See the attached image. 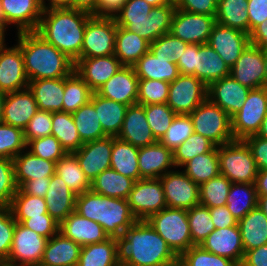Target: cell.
<instances>
[{"mask_svg":"<svg viewBox=\"0 0 267 266\" xmlns=\"http://www.w3.org/2000/svg\"><path fill=\"white\" fill-rule=\"evenodd\" d=\"M175 2L152 7L148 16L141 21H115L117 26L133 31L149 43L154 42L163 34L170 33L175 13Z\"/></svg>","mask_w":267,"mask_h":266,"instance_id":"cell-16","label":"cell"},{"mask_svg":"<svg viewBox=\"0 0 267 266\" xmlns=\"http://www.w3.org/2000/svg\"><path fill=\"white\" fill-rule=\"evenodd\" d=\"M216 145L206 137L193 133L173 151V160L176 168L181 167L188 160L212 151Z\"/></svg>","mask_w":267,"mask_h":266,"instance_id":"cell-50","label":"cell"},{"mask_svg":"<svg viewBox=\"0 0 267 266\" xmlns=\"http://www.w3.org/2000/svg\"><path fill=\"white\" fill-rule=\"evenodd\" d=\"M178 261L181 266H238L229 258L206 251L200 245L192 246L183 252Z\"/></svg>","mask_w":267,"mask_h":266,"instance_id":"cell-53","label":"cell"},{"mask_svg":"<svg viewBox=\"0 0 267 266\" xmlns=\"http://www.w3.org/2000/svg\"><path fill=\"white\" fill-rule=\"evenodd\" d=\"M76 196L65 182L54 174L44 197L48 214L60 224L75 211Z\"/></svg>","mask_w":267,"mask_h":266,"instance_id":"cell-29","label":"cell"},{"mask_svg":"<svg viewBox=\"0 0 267 266\" xmlns=\"http://www.w3.org/2000/svg\"><path fill=\"white\" fill-rule=\"evenodd\" d=\"M126 0H98L97 16L114 17Z\"/></svg>","mask_w":267,"mask_h":266,"instance_id":"cell-71","label":"cell"},{"mask_svg":"<svg viewBox=\"0 0 267 266\" xmlns=\"http://www.w3.org/2000/svg\"><path fill=\"white\" fill-rule=\"evenodd\" d=\"M208 87L195 76L180 74L170 82L166 104L176 114H190L207 99Z\"/></svg>","mask_w":267,"mask_h":266,"instance_id":"cell-10","label":"cell"},{"mask_svg":"<svg viewBox=\"0 0 267 266\" xmlns=\"http://www.w3.org/2000/svg\"><path fill=\"white\" fill-rule=\"evenodd\" d=\"M17 37L29 81L64 78L75 71V62L36 31L20 32Z\"/></svg>","mask_w":267,"mask_h":266,"instance_id":"cell-3","label":"cell"},{"mask_svg":"<svg viewBox=\"0 0 267 266\" xmlns=\"http://www.w3.org/2000/svg\"><path fill=\"white\" fill-rule=\"evenodd\" d=\"M153 7H158L166 4H171L174 0H145Z\"/></svg>","mask_w":267,"mask_h":266,"instance_id":"cell-78","label":"cell"},{"mask_svg":"<svg viewBox=\"0 0 267 266\" xmlns=\"http://www.w3.org/2000/svg\"><path fill=\"white\" fill-rule=\"evenodd\" d=\"M226 206L238 221L258 206V194L255 184L232 183L229 189Z\"/></svg>","mask_w":267,"mask_h":266,"instance_id":"cell-42","label":"cell"},{"mask_svg":"<svg viewBox=\"0 0 267 266\" xmlns=\"http://www.w3.org/2000/svg\"><path fill=\"white\" fill-rule=\"evenodd\" d=\"M187 45L188 43L183 42L180 38L167 33L150 43L149 51L156 57H170L174 63H177Z\"/></svg>","mask_w":267,"mask_h":266,"instance_id":"cell-58","label":"cell"},{"mask_svg":"<svg viewBox=\"0 0 267 266\" xmlns=\"http://www.w3.org/2000/svg\"><path fill=\"white\" fill-rule=\"evenodd\" d=\"M26 148L23 130L1 122L0 158L13 159Z\"/></svg>","mask_w":267,"mask_h":266,"instance_id":"cell-54","label":"cell"},{"mask_svg":"<svg viewBox=\"0 0 267 266\" xmlns=\"http://www.w3.org/2000/svg\"><path fill=\"white\" fill-rule=\"evenodd\" d=\"M92 94L93 91L76 71L64 77L63 112L77 111L90 101Z\"/></svg>","mask_w":267,"mask_h":266,"instance_id":"cell-47","label":"cell"},{"mask_svg":"<svg viewBox=\"0 0 267 266\" xmlns=\"http://www.w3.org/2000/svg\"><path fill=\"white\" fill-rule=\"evenodd\" d=\"M116 31L114 17L92 15L86 24L81 58L114 55Z\"/></svg>","mask_w":267,"mask_h":266,"instance_id":"cell-8","label":"cell"},{"mask_svg":"<svg viewBox=\"0 0 267 266\" xmlns=\"http://www.w3.org/2000/svg\"><path fill=\"white\" fill-rule=\"evenodd\" d=\"M10 208L18 223L30 217L48 214L44 198L25 194L19 188L13 196Z\"/></svg>","mask_w":267,"mask_h":266,"instance_id":"cell-48","label":"cell"},{"mask_svg":"<svg viewBox=\"0 0 267 266\" xmlns=\"http://www.w3.org/2000/svg\"><path fill=\"white\" fill-rule=\"evenodd\" d=\"M243 141L249 147L258 170H267V139L255 134L244 138Z\"/></svg>","mask_w":267,"mask_h":266,"instance_id":"cell-65","label":"cell"},{"mask_svg":"<svg viewBox=\"0 0 267 266\" xmlns=\"http://www.w3.org/2000/svg\"><path fill=\"white\" fill-rule=\"evenodd\" d=\"M199 50V44H188L184 52L181 53L176 63L180 74L192 75L195 72V53Z\"/></svg>","mask_w":267,"mask_h":266,"instance_id":"cell-67","label":"cell"},{"mask_svg":"<svg viewBox=\"0 0 267 266\" xmlns=\"http://www.w3.org/2000/svg\"><path fill=\"white\" fill-rule=\"evenodd\" d=\"M193 133V124L189 114H177L159 142L174 151Z\"/></svg>","mask_w":267,"mask_h":266,"instance_id":"cell-55","label":"cell"},{"mask_svg":"<svg viewBox=\"0 0 267 266\" xmlns=\"http://www.w3.org/2000/svg\"><path fill=\"white\" fill-rule=\"evenodd\" d=\"M117 137L137 148L153 145L158 142L148 125L145 108L140 104L128 106L122 129Z\"/></svg>","mask_w":267,"mask_h":266,"instance_id":"cell-26","label":"cell"},{"mask_svg":"<svg viewBox=\"0 0 267 266\" xmlns=\"http://www.w3.org/2000/svg\"><path fill=\"white\" fill-rule=\"evenodd\" d=\"M200 246L213 254L229 258L238 266H241L245 255L238 225L215 229Z\"/></svg>","mask_w":267,"mask_h":266,"instance_id":"cell-23","label":"cell"},{"mask_svg":"<svg viewBox=\"0 0 267 266\" xmlns=\"http://www.w3.org/2000/svg\"><path fill=\"white\" fill-rule=\"evenodd\" d=\"M138 161L140 179L160 178L167 172L173 171L172 167L174 169L176 167L173 151L159 141L153 145L139 148Z\"/></svg>","mask_w":267,"mask_h":266,"instance_id":"cell-28","label":"cell"},{"mask_svg":"<svg viewBox=\"0 0 267 266\" xmlns=\"http://www.w3.org/2000/svg\"><path fill=\"white\" fill-rule=\"evenodd\" d=\"M181 167L183 172L199 186L220 174L219 155L217 146L210 152L197 155Z\"/></svg>","mask_w":267,"mask_h":266,"instance_id":"cell-40","label":"cell"},{"mask_svg":"<svg viewBox=\"0 0 267 266\" xmlns=\"http://www.w3.org/2000/svg\"><path fill=\"white\" fill-rule=\"evenodd\" d=\"M75 211L100 224L113 238L122 235L137 221L126 199L99 195L91 190L76 196Z\"/></svg>","mask_w":267,"mask_h":266,"instance_id":"cell-4","label":"cell"},{"mask_svg":"<svg viewBox=\"0 0 267 266\" xmlns=\"http://www.w3.org/2000/svg\"><path fill=\"white\" fill-rule=\"evenodd\" d=\"M211 220L215 229L227 228L238 225V220L232 216L227 206L209 208Z\"/></svg>","mask_w":267,"mask_h":266,"instance_id":"cell-68","label":"cell"},{"mask_svg":"<svg viewBox=\"0 0 267 266\" xmlns=\"http://www.w3.org/2000/svg\"><path fill=\"white\" fill-rule=\"evenodd\" d=\"M169 86V82L161 80L139 79L137 104L166 103L168 100Z\"/></svg>","mask_w":267,"mask_h":266,"instance_id":"cell-56","label":"cell"},{"mask_svg":"<svg viewBox=\"0 0 267 266\" xmlns=\"http://www.w3.org/2000/svg\"><path fill=\"white\" fill-rule=\"evenodd\" d=\"M248 0H218L216 22L249 34Z\"/></svg>","mask_w":267,"mask_h":266,"instance_id":"cell-41","label":"cell"},{"mask_svg":"<svg viewBox=\"0 0 267 266\" xmlns=\"http://www.w3.org/2000/svg\"><path fill=\"white\" fill-rule=\"evenodd\" d=\"M147 221L179 257L192 243L187 209L166 207L152 214Z\"/></svg>","mask_w":267,"mask_h":266,"instance_id":"cell-5","label":"cell"},{"mask_svg":"<svg viewBox=\"0 0 267 266\" xmlns=\"http://www.w3.org/2000/svg\"><path fill=\"white\" fill-rule=\"evenodd\" d=\"M90 101L93 103L103 131L107 137H117L120 133L127 105L101 97L93 92Z\"/></svg>","mask_w":267,"mask_h":266,"instance_id":"cell-35","label":"cell"},{"mask_svg":"<svg viewBox=\"0 0 267 266\" xmlns=\"http://www.w3.org/2000/svg\"><path fill=\"white\" fill-rule=\"evenodd\" d=\"M83 143L106 138L95 107L91 101L71 113Z\"/></svg>","mask_w":267,"mask_h":266,"instance_id":"cell-46","label":"cell"},{"mask_svg":"<svg viewBox=\"0 0 267 266\" xmlns=\"http://www.w3.org/2000/svg\"><path fill=\"white\" fill-rule=\"evenodd\" d=\"M123 65L115 55L80 58L75 63V71L96 92Z\"/></svg>","mask_w":267,"mask_h":266,"instance_id":"cell-24","label":"cell"},{"mask_svg":"<svg viewBox=\"0 0 267 266\" xmlns=\"http://www.w3.org/2000/svg\"><path fill=\"white\" fill-rule=\"evenodd\" d=\"M264 69H265V86L267 87V49H263Z\"/></svg>","mask_w":267,"mask_h":266,"instance_id":"cell-79","label":"cell"},{"mask_svg":"<svg viewBox=\"0 0 267 266\" xmlns=\"http://www.w3.org/2000/svg\"><path fill=\"white\" fill-rule=\"evenodd\" d=\"M40 0H0V21L4 28L16 25L17 33L36 31L42 17Z\"/></svg>","mask_w":267,"mask_h":266,"instance_id":"cell-14","label":"cell"},{"mask_svg":"<svg viewBox=\"0 0 267 266\" xmlns=\"http://www.w3.org/2000/svg\"><path fill=\"white\" fill-rule=\"evenodd\" d=\"M167 207L191 209L200 204V187L183 171H170L160 177Z\"/></svg>","mask_w":267,"mask_h":266,"instance_id":"cell-13","label":"cell"},{"mask_svg":"<svg viewBox=\"0 0 267 266\" xmlns=\"http://www.w3.org/2000/svg\"><path fill=\"white\" fill-rule=\"evenodd\" d=\"M113 140L114 137H106L86 142L73 152L90 182L111 167Z\"/></svg>","mask_w":267,"mask_h":266,"instance_id":"cell-19","label":"cell"},{"mask_svg":"<svg viewBox=\"0 0 267 266\" xmlns=\"http://www.w3.org/2000/svg\"><path fill=\"white\" fill-rule=\"evenodd\" d=\"M138 151L139 148L134 145L114 137L110 168L135 181L139 180Z\"/></svg>","mask_w":267,"mask_h":266,"instance_id":"cell-39","label":"cell"},{"mask_svg":"<svg viewBox=\"0 0 267 266\" xmlns=\"http://www.w3.org/2000/svg\"><path fill=\"white\" fill-rule=\"evenodd\" d=\"M133 68L139 79H156L170 83L180 75L177 64L170 57H156L150 51Z\"/></svg>","mask_w":267,"mask_h":266,"instance_id":"cell-33","label":"cell"},{"mask_svg":"<svg viewBox=\"0 0 267 266\" xmlns=\"http://www.w3.org/2000/svg\"><path fill=\"white\" fill-rule=\"evenodd\" d=\"M267 114V87L251 89L241 109L231 117L235 140L255 135Z\"/></svg>","mask_w":267,"mask_h":266,"instance_id":"cell-9","label":"cell"},{"mask_svg":"<svg viewBox=\"0 0 267 266\" xmlns=\"http://www.w3.org/2000/svg\"><path fill=\"white\" fill-rule=\"evenodd\" d=\"M21 224L48 239L59 232V223L49 214H41L40 216L30 217L23 220Z\"/></svg>","mask_w":267,"mask_h":266,"instance_id":"cell-63","label":"cell"},{"mask_svg":"<svg viewBox=\"0 0 267 266\" xmlns=\"http://www.w3.org/2000/svg\"><path fill=\"white\" fill-rule=\"evenodd\" d=\"M115 238L83 246L77 266H118Z\"/></svg>","mask_w":267,"mask_h":266,"instance_id":"cell-44","label":"cell"},{"mask_svg":"<svg viewBox=\"0 0 267 266\" xmlns=\"http://www.w3.org/2000/svg\"><path fill=\"white\" fill-rule=\"evenodd\" d=\"M149 127L157 141L165 135L177 115L166 103L143 105Z\"/></svg>","mask_w":267,"mask_h":266,"instance_id":"cell-52","label":"cell"},{"mask_svg":"<svg viewBox=\"0 0 267 266\" xmlns=\"http://www.w3.org/2000/svg\"><path fill=\"white\" fill-rule=\"evenodd\" d=\"M82 246L60 232L48 239L39 266H77Z\"/></svg>","mask_w":267,"mask_h":266,"instance_id":"cell-30","label":"cell"},{"mask_svg":"<svg viewBox=\"0 0 267 266\" xmlns=\"http://www.w3.org/2000/svg\"><path fill=\"white\" fill-rule=\"evenodd\" d=\"M16 223L9 206L0 208V260H8Z\"/></svg>","mask_w":267,"mask_h":266,"instance_id":"cell-60","label":"cell"},{"mask_svg":"<svg viewBox=\"0 0 267 266\" xmlns=\"http://www.w3.org/2000/svg\"><path fill=\"white\" fill-rule=\"evenodd\" d=\"M230 75L249 89L265 87L263 49L249 44L230 68Z\"/></svg>","mask_w":267,"mask_h":266,"instance_id":"cell-20","label":"cell"},{"mask_svg":"<svg viewBox=\"0 0 267 266\" xmlns=\"http://www.w3.org/2000/svg\"><path fill=\"white\" fill-rule=\"evenodd\" d=\"M6 46H0V92L5 94L27 89L29 83L20 46Z\"/></svg>","mask_w":267,"mask_h":266,"instance_id":"cell-17","label":"cell"},{"mask_svg":"<svg viewBox=\"0 0 267 266\" xmlns=\"http://www.w3.org/2000/svg\"><path fill=\"white\" fill-rule=\"evenodd\" d=\"M215 17L176 9L170 33L188 44H206L216 23Z\"/></svg>","mask_w":267,"mask_h":266,"instance_id":"cell-12","label":"cell"},{"mask_svg":"<svg viewBox=\"0 0 267 266\" xmlns=\"http://www.w3.org/2000/svg\"><path fill=\"white\" fill-rule=\"evenodd\" d=\"M38 110L29 88L7 93L3 104L2 122L24 130Z\"/></svg>","mask_w":267,"mask_h":266,"instance_id":"cell-25","label":"cell"},{"mask_svg":"<svg viewBox=\"0 0 267 266\" xmlns=\"http://www.w3.org/2000/svg\"><path fill=\"white\" fill-rule=\"evenodd\" d=\"M98 0H72V9L97 16Z\"/></svg>","mask_w":267,"mask_h":266,"instance_id":"cell-73","label":"cell"},{"mask_svg":"<svg viewBox=\"0 0 267 266\" xmlns=\"http://www.w3.org/2000/svg\"><path fill=\"white\" fill-rule=\"evenodd\" d=\"M89 13L72 8L43 10L36 32L75 63L81 48Z\"/></svg>","mask_w":267,"mask_h":266,"instance_id":"cell-2","label":"cell"},{"mask_svg":"<svg viewBox=\"0 0 267 266\" xmlns=\"http://www.w3.org/2000/svg\"><path fill=\"white\" fill-rule=\"evenodd\" d=\"M55 174L65 182L75 195L83 194L91 188V182L85 176L73 153H67L56 162Z\"/></svg>","mask_w":267,"mask_h":266,"instance_id":"cell-43","label":"cell"},{"mask_svg":"<svg viewBox=\"0 0 267 266\" xmlns=\"http://www.w3.org/2000/svg\"><path fill=\"white\" fill-rule=\"evenodd\" d=\"M220 174L231 183L255 184L258 168L252 153L243 140L217 146Z\"/></svg>","mask_w":267,"mask_h":266,"instance_id":"cell-6","label":"cell"},{"mask_svg":"<svg viewBox=\"0 0 267 266\" xmlns=\"http://www.w3.org/2000/svg\"><path fill=\"white\" fill-rule=\"evenodd\" d=\"M59 232L82 247L109 238L100 224L80 216L76 211L59 224Z\"/></svg>","mask_w":267,"mask_h":266,"instance_id":"cell-27","label":"cell"},{"mask_svg":"<svg viewBox=\"0 0 267 266\" xmlns=\"http://www.w3.org/2000/svg\"><path fill=\"white\" fill-rule=\"evenodd\" d=\"M255 186L258 196L267 195V170L258 171Z\"/></svg>","mask_w":267,"mask_h":266,"instance_id":"cell-74","label":"cell"},{"mask_svg":"<svg viewBox=\"0 0 267 266\" xmlns=\"http://www.w3.org/2000/svg\"><path fill=\"white\" fill-rule=\"evenodd\" d=\"M249 34L267 19V0H248Z\"/></svg>","mask_w":267,"mask_h":266,"instance_id":"cell-66","label":"cell"},{"mask_svg":"<svg viewBox=\"0 0 267 266\" xmlns=\"http://www.w3.org/2000/svg\"><path fill=\"white\" fill-rule=\"evenodd\" d=\"M176 9L190 13L216 16L218 0H174Z\"/></svg>","mask_w":267,"mask_h":266,"instance_id":"cell-64","label":"cell"},{"mask_svg":"<svg viewBox=\"0 0 267 266\" xmlns=\"http://www.w3.org/2000/svg\"><path fill=\"white\" fill-rule=\"evenodd\" d=\"M134 183V179L109 168L91 182L90 190L99 195L127 200Z\"/></svg>","mask_w":267,"mask_h":266,"instance_id":"cell-38","label":"cell"},{"mask_svg":"<svg viewBox=\"0 0 267 266\" xmlns=\"http://www.w3.org/2000/svg\"><path fill=\"white\" fill-rule=\"evenodd\" d=\"M195 133L209 139L216 146L234 141L231 117L208 98L189 114Z\"/></svg>","mask_w":267,"mask_h":266,"instance_id":"cell-7","label":"cell"},{"mask_svg":"<svg viewBox=\"0 0 267 266\" xmlns=\"http://www.w3.org/2000/svg\"><path fill=\"white\" fill-rule=\"evenodd\" d=\"M51 135L55 136L67 153L77 151L84 144L78 134L72 114L68 112H52Z\"/></svg>","mask_w":267,"mask_h":266,"instance_id":"cell-45","label":"cell"},{"mask_svg":"<svg viewBox=\"0 0 267 266\" xmlns=\"http://www.w3.org/2000/svg\"><path fill=\"white\" fill-rule=\"evenodd\" d=\"M250 90L229 75L208 86L207 98L232 117L244 105Z\"/></svg>","mask_w":267,"mask_h":266,"instance_id":"cell-21","label":"cell"},{"mask_svg":"<svg viewBox=\"0 0 267 266\" xmlns=\"http://www.w3.org/2000/svg\"><path fill=\"white\" fill-rule=\"evenodd\" d=\"M52 131V112L38 110L29 120V124L23 130L26 144L37 138L51 135Z\"/></svg>","mask_w":267,"mask_h":266,"instance_id":"cell-61","label":"cell"},{"mask_svg":"<svg viewBox=\"0 0 267 266\" xmlns=\"http://www.w3.org/2000/svg\"><path fill=\"white\" fill-rule=\"evenodd\" d=\"M138 82L133 66H122L96 93L127 106L137 104Z\"/></svg>","mask_w":267,"mask_h":266,"instance_id":"cell-22","label":"cell"},{"mask_svg":"<svg viewBox=\"0 0 267 266\" xmlns=\"http://www.w3.org/2000/svg\"><path fill=\"white\" fill-rule=\"evenodd\" d=\"M249 38L250 44L267 49V19L250 32Z\"/></svg>","mask_w":267,"mask_h":266,"instance_id":"cell-72","label":"cell"},{"mask_svg":"<svg viewBox=\"0 0 267 266\" xmlns=\"http://www.w3.org/2000/svg\"><path fill=\"white\" fill-rule=\"evenodd\" d=\"M241 266H267V244L248 250Z\"/></svg>","mask_w":267,"mask_h":266,"instance_id":"cell-70","label":"cell"},{"mask_svg":"<svg viewBox=\"0 0 267 266\" xmlns=\"http://www.w3.org/2000/svg\"><path fill=\"white\" fill-rule=\"evenodd\" d=\"M149 44L135 32L117 26L114 55L123 66H133L149 51Z\"/></svg>","mask_w":267,"mask_h":266,"instance_id":"cell-36","label":"cell"},{"mask_svg":"<svg viewBox=\"0 0 267 266\" xmlns=\"http://www.w3.org/2000/svg\"><path fill=\"white\" fill-rule=\"evenodd\" d=\"M258 137L267 139V114L261 123L259 131L256 133Z\"/></svg>","mask_w":267,"mask_h":266,"instance_id":"cell-76","label":"cell"},{"mask_svg":"<svg viewBox=\"0 0 267 266\" xmlns=\"http://www.w3.org/2000/svg\"><path fill=\"white\" fill-rule=\"evenodd\" d=\"M127 201L137 220H147L167 207L160 178L135 181Z\"/></svg>","mask_w":267,"mask_h":266,"instance_id":"cell-11","label":"cell"},{"mask_svg":"<svg viewBox=\"0 0 267 266\" xmlns=\"http://www.w3.org/2000/svg\"><path fill=\"white\" fill-rule=\"evenodd\" d=\"M17 187L33 179H45L55 174L56 162L39 158L30 151H22L13 158Z\"/></svg>","mask_w":267,"mask_h":266,"instance_id":"cell-31","label":"cell"},{"mask_svg":"<svg viewBox=\"0 0 267 266\" xmlns=\"http://www.w3.org/2000/svg\"><path fill=\"white\" fill-rule=\"evenodd\" d=\"M230 75V68L219 54L208 44H199L195 53L194 76L207 87L223 77Z\"/></svg>","mask_w":267,"mask_h":266,"instance_id":"cell-32","label":"cell"},{"mask_svg":"<svg viewBox=\"0 0 267 266\" xmlns=\"http://www.w3.org/2000/svg\"><path fill=\"white\" fill-rule=\"evenodd\" d=\"M26 147L32 154L39 158L53 162H58L67 154L60 142L53 135L33 139L26 144Z\"/></svg>","mask_w":267,"mask_h":266,"instance_id":"cell-57","label":"cell"},{"mask_svg":"<svg viewBox=\"0 0 267 266\" xmlns=\"http://www.w3.org/2000/svg\"><path fill=\"white\" fill-rule=\"evenodd\" d=\"M238 226L245 253L267 244V217L259 206L253 208L240 219Z\"/></svg>","mask_w":267,"mask_h":266,"instance_id":"cell-37","label":"cell"},{"mask_svg":"<svg viewBox=\"0 0 267 266\" xmlns=\"http://www.w3.org/2000/svg\"><path fill=\"white\" fill-rule=\"evenodd\" d=\"M6 30L7 29L4 28V26L2 25L0 21V46L5 43V31Z\"/></svg>","mask_w":267,"mask_h":266,"instance_id":"cell-80","label":"cell"},{"mask_svg":"<svg viewBox=\"0 0 267 266\" xmlns=\"http://www.w3.org/2000/svg\"><path fill=\"white\" fill-rule=\"evenodd\" d=\"M51 181V177H45V179H33L23 183L19 189L31 196H37L44 198Z\"/></svg>","mask_w":267,"mask_h":266,"instance_id":"cell-69","label":"cell"},{"mask_svg":"<svg viewBox=\"0 0 267 266\" xmlns=\"http://www.w3.org/2000/svg\"><path fill=\"white\" fill-rule=\"evenodd\" d=\"M115 241L119 265L169 266L178 262V256L147 220H137Z\"/></svg>","mask_w":267,"mask_h":266,"instance_id":"cell-1","label":"cell"},{"mask_svg":"<svg viewBox=\"0 0 267 266\" xmlns=\"http://www.w3.org/2000/svg\"><path fill=\"white\" fill-rule=\"evenodd\" d=\"M231 182L222 174L202 183L200 187V205L213 208L225 206Z\"/></svg>","mask_w":267,"mask_h":266,"instance_id":"cell-49","label":"cell"},{"mask_svg":"<svg viewBox=\"0 0 267 266\" xmlns=\"http://www.w3.org/2000/svg\"><path fill=\"white\" fill-rule=\"evenodd\" d=\"M208 44L219 54L224 62L232 68L243 51L250 44L249 34L215 23Z\"/></svg>","mask_w":267,"mask_h":266,"instance_id":"cell-18","label":"cell"},{"mask_svg":"<svg viewBox=\"0 0 267 266\" xmlns=\"http://www.w3.org/2000/svg\"><path fill=\"white\" fill-rule=\"evenodd\" d=\"M192 243L200 245L215 230L208 207L197 205L187 210Z\"/></svg>","mask_w":267,"mask_h":266,"instance_id":"cell-51","label":"cell"},{"mask_svg":"<svg viewBox=\"0 0 267 266\" xmlns=\"http://www.w3.org/2000/svg\"><path fill=\"white\" fill-rule=\"evenodd\" d=\"M43 10L53 8H72V0H48V4L45 0H40Z\"/></svg>","mask_w":267,"mask_h":266,"instance_id":"cell-75","label":"cell"},{"mask_svg":"<svg viewBox=\"0 0 267 266\" xmlns=\"http://www.w3.org/2000/svg\"><path fill=\"white\" fill-rule=\"evenodd\" d=\"M47 241L48 238L17 222L8 261L23 265L39 266Z\"/></svg>","mask_w":267,"mask_h":266,"instance_id":"cell-15","label":"cell"},{"mask_svg":"<svg viewBox=\"0 0 267 266\" xmlns=\"http://www.w3.org/2000/svg\"><path fill=\"white\" fill-rule=\"evenodd\" d=\"M145 0H126L120 10L114 15L115 21H141L152 9Z\"/></svg>","mask_w":267,"mask_h":266,"instance_id":"cell-62","label":"cell"},{"mask_svg":"<svg viewBox=\"0 0 267 266\" xmlns=\"http://www.w3.org/2000/svg\"><path fill=\"white\" fill-rule=\"evenodd\" d=\"M17 190L13 159L0 158V208L10 207Z\"/></svg>","mask_w":267,"mask_h":266,"instance_id":"cell-59","label":"cell"},{"mask_svg":"<svg viewBox=\"0 0 267 266\" xmlns=\"http://www.w3.org/2000/svg\"><path fill=\"white\" fill-rule=\"evenodd\" d=\"M258 206L267 217V195L258 196Z\"/></svg>","mask_w":267,"mask_h":266,"instance_id":"cell-77","label":"cell"},{"mask_svg":"<svg viewBox=\"0 0 267 266\" xmlns=\"http://www.w3.org/2000/svg\"><path fill=\"white\" fill-rule=\"evenodd\" d=\"M39 110L63 111L64 78L39 79L28 83Z\"/></svg>","mask_w":267,"mask_h":266,"instance_id":"cell-34","label":"cell"}]
</instances>
